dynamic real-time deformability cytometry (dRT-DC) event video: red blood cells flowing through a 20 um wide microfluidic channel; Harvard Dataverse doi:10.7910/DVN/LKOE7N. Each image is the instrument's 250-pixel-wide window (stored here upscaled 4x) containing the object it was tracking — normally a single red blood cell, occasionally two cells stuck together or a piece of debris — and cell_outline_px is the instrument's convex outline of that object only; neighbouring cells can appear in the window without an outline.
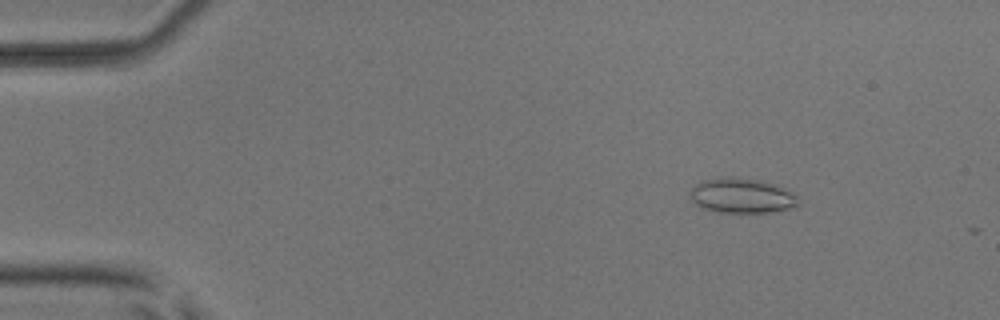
{"species": "common noctule bat (a hibernating species)", "species_latin": "Nyctalus noctula", "temperature_condition": "room temperature", "stored_images_in_passage": 8, "camera_frame_rate_fps": 3000, "um_per_image_px": 0.085, "animal": {"sex": "male", "body_mass_g": 17.9, "forearm_length_mm": 54.2}, "frame": {"image": 1, "passage_image": 3, "time_ms": 0.667, "image_size_px": [1000, 320], "cell_outline_px": [[800, 204], [792, 208], [768, 212], [716, 212], [700, 208], [692, 200], [692, 188], [700, 180], [716, 176], [732, 176], [760, 180], [784, 188], [792, 192], [796, 196]], "centroid_in_image_um": [63.02, 16.61], "position_along_channel_um": 22.0, "area_um2": 22.2}}
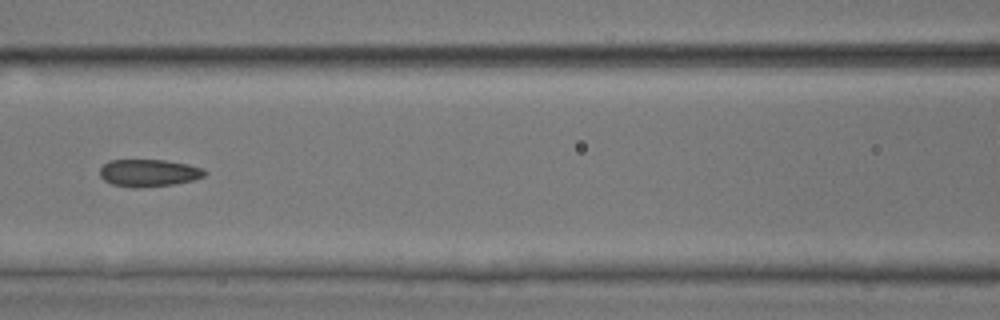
{"frame": {"image": 2, "passage_image": 7, "time_ms": 2.0, "image_size_px": [1000, 320], "cell_outline_px": [[208, 172], [204, 176], [192, 180], [172, 184], [140, 188], [132, 188], [112, 184], [104, 180], [100, 176], [100, 168], [108, 160], [164, 160], [188, 164], [204, 168]], "centroid_in_image_um": [12.64, 14.7], "position_along_channel_um": 154.0, "area_um2": 16.76}}
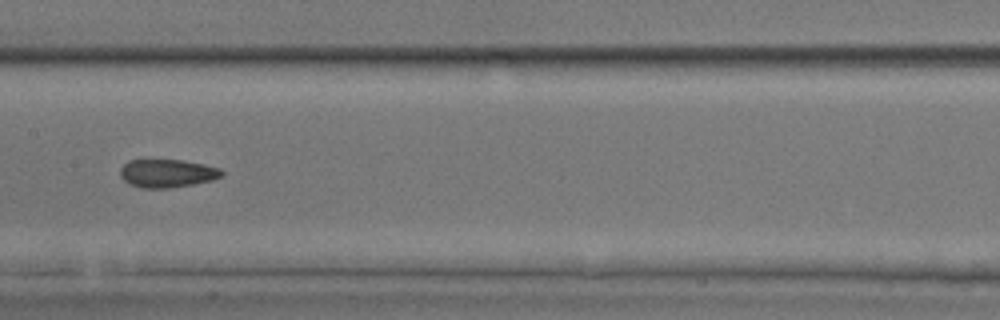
{"frame": {"image": 3, "passage_image": 8, "time_ms": 2.333, "image_size_px": [1000, 320], "cell_outline_px": [[224, 176], [212, 180], [192, 184], [168, 188], [140, 188], [128, 184], [120, 176], [120, 168], [128, 160], [180, 160], [204, 164], [220, 168], [224, 172]], "centroid_in_image_um": [14.21, 14.73], "position_along_channel_um": 193.2, "area_um2": 16.76}}